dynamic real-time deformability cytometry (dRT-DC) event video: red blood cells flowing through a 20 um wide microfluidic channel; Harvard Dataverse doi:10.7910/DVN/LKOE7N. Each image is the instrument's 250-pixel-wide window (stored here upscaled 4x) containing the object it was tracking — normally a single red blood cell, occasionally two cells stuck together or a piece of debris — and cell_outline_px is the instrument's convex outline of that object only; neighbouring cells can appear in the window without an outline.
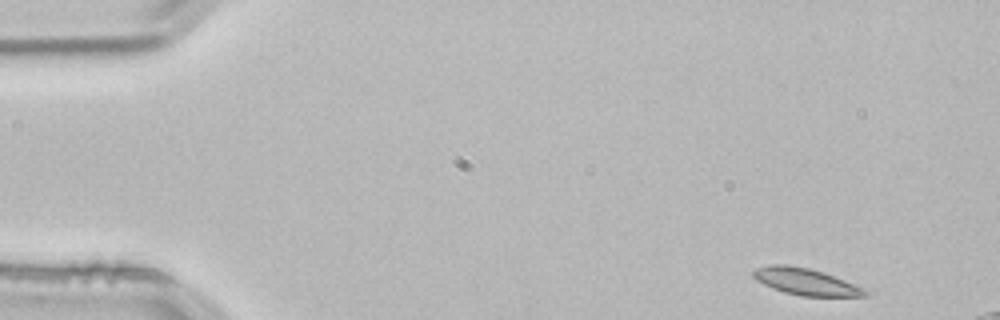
{"species": "common noctule bat (a hibernating species)", "species_latin": "Nyctalus noctula", "temperature_condition": "room temperature", "stored_images_in_passage": 51, "camera_frame_rate_fps": 3000, "um_per_image_px": 0.085, "animal": {"sex": "male", "body_mass_g": 21.5, "forearm_length_mm": 52.0}, "frame": {"image": 1, "passage_image": 1, "time_ms": 0.0, "image_size_px": [1000, 320], "cell_outline_px": [[872, 292], [868, 296], [800, 296], [784, 292], [772, 288], [756, 280], [752, 276], [752, 272], [756, 268], [768, 264], [788, 264], [808, 268], [844, 280]], "centroid_in_image_um": [68.45, 23.94], "position_along_channel_um": 16.5, "area_um2": 17.34}}
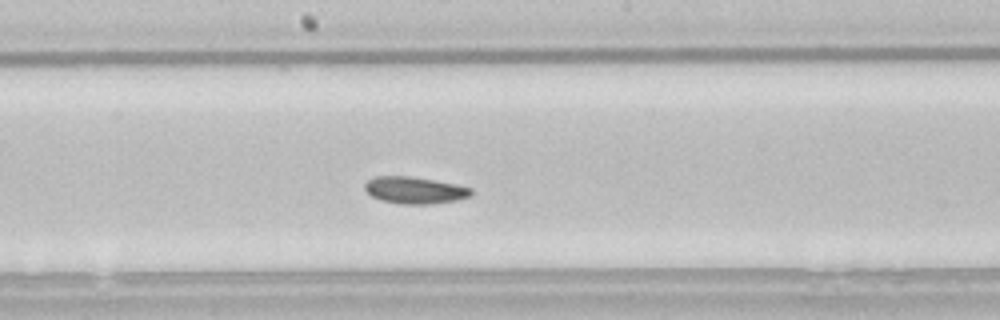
{"frame": {"image": 2, "passage_image": 25, "time_ms": 8.0, "image_size_px": [1000, 320], "cell_outline_px": [[472, 196], [456, 200], [428, 204], [400, 204], [380, 200], [372, 196], [364, 188], [364, 184], [368, 180], [376, 176], [412, 176], [456, 184], [472, 188]], "centroid_in_image_um": [35.25, 16.16], "position_along_channel_um": 212.9, "area_um2": 16.7}}
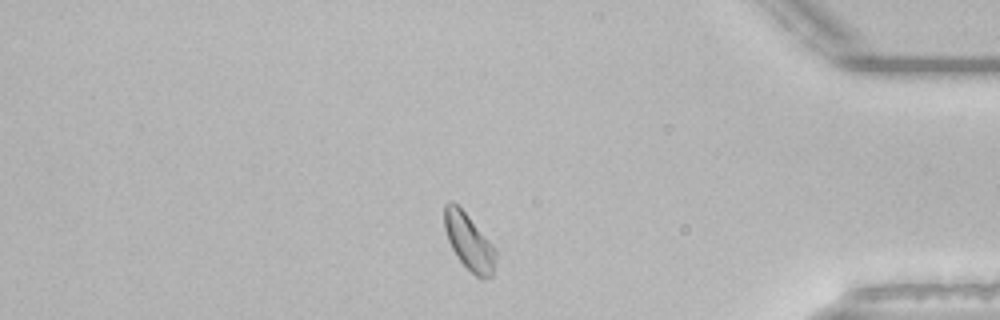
{"frame": {"image": 3, "passage_image": 42, "time_ms": 13.667, "image_size_px": [1000, 320], "cell_outline_px": [[496, 260], [492, 276], [476, 276], [456, 256], [448, 240], [444, 228], [444, 204], [448, 200], [452, 200], [468, 216], [496, 248]], "centroid_in_image_um": [39.84, 20.51], "position_along_channel_um": 395.4, "area_um2": 16.59}, "authors_computed_cell_mechanics": {"area_um2": 16.9354, "velocity_mm_per_s": 3.786, "shape_relaxation_time_tau1_ms": 2.8278, "shape_relaxation_time_tau2_ms": null, "deformation_change_tau1": 0.0674, "deformation_change_tau2": null}}